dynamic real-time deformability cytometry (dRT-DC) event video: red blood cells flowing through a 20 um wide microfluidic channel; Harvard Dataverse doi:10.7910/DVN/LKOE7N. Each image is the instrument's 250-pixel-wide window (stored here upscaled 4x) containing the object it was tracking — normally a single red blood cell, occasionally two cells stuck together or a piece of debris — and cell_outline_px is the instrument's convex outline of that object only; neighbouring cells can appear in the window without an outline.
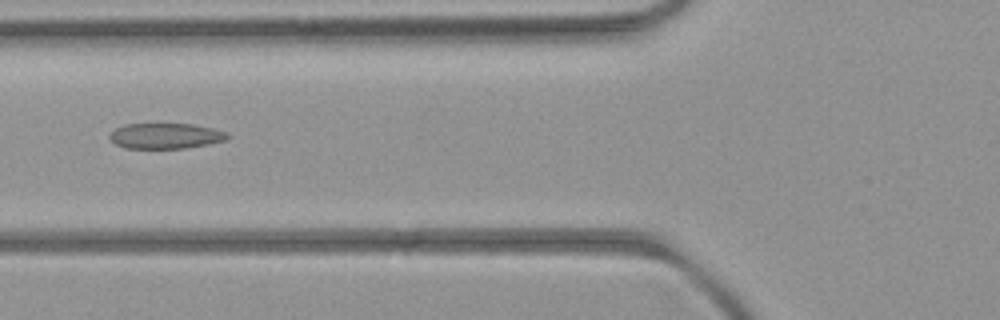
{"species": "common noctule bat (a hibernating species)", "species_latin": "Nyctalus noctula", "temperature_condition": "room temperature", "stored_images_in_passage": 6, "camera_frame_rate_fps": 3000, "um_per_image_px": 0.085, "animal": {"sex": "female", "body_mass_g": 21.9}, "frame": {"image": 1, "passage_image": 5, "time_ms": 5.667, "image_size_px": [1000, 320], "cell_outline_px": [[232, 136], [224, 140], [208, 144], [184, 148], [124, 148], [116, 144], [108, 136], [116, 128], [124, 124], [192, 124], [212, 128], [228, 132]], "centroid_in_image_um": [14.09, 11.55], "position_along_channel_um": 111.7, "area_um2": 17.46}}
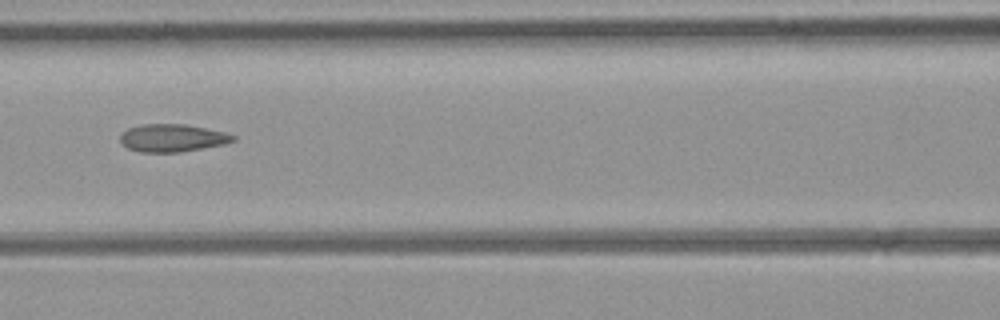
{"frame": {"image": 2, "passage_image": 6, "time_ms": 6.667, "image_size_px": [1000, 320], "cell_outline_px": [[236, 140], [224, 144], [180, 152], [140, 152], [128, 148], [120, 140], [120, 136], [128, 128], [140, 124], [184, 124], [224, 132], [236, 136]], "centroid_in_image_um": [14.65, 11.72], "position_along_channel_um": 152.0, "area_um2": 18.03}}